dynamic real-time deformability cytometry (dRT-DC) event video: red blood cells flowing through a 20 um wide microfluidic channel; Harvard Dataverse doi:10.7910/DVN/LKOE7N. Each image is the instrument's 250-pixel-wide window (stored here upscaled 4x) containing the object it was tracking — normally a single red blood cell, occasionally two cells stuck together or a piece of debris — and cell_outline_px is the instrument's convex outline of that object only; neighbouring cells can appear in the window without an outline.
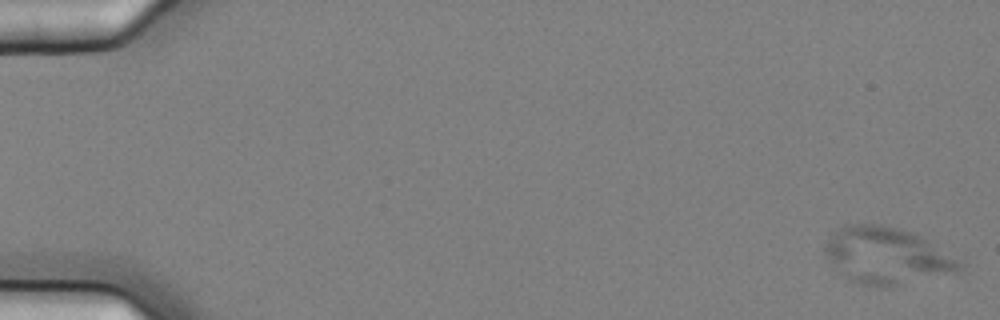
{"species": "common noctule bat (a hibernating species)", "species_latin": "Nyctalus noctula", "temperature_condition": "cold", "stored_images_in_passage": 5, "camera_frame_rate_fps": 3000, "um_per_image_px": 0.085, "animal": {"sex": "female", "body_mass_g": 25.1}, "frame": {"image": 1, "passage_image": 1, "time_ms": 0.0, "image_size_px": [1000, 320], "cell_outline_px": [[968, 264], [964, 272], [884, 288], [856, 284], [848, 280], [836, 272], [824, 256], [824, 244], [844, 224], [880, 224], [900, 228], [912, 232], [920, 236], [964, 260]], "centroid_in_image_um": [75.45, 21.78], "position_along_channel_um": 9.6, "area_um2": 45.95}}